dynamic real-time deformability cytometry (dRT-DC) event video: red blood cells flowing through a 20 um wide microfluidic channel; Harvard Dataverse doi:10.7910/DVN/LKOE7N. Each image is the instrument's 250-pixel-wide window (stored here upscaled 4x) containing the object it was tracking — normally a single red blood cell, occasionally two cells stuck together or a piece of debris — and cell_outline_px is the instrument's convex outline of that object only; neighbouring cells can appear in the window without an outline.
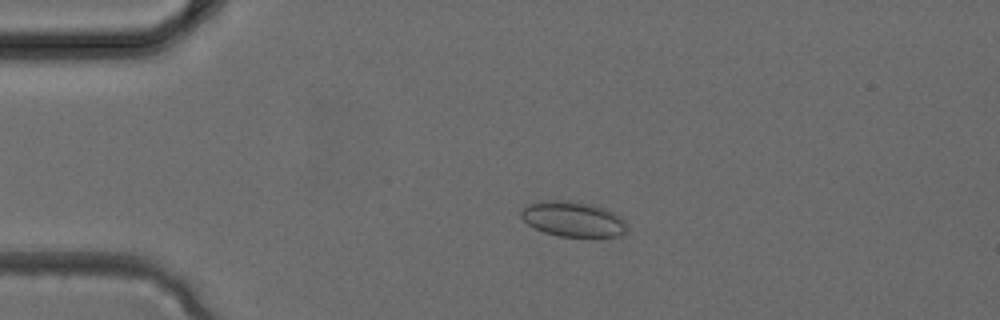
{"species": "common noctule bat (a hibernating species)", "species_latin": "Nyctalus noctula", "temperature_condition": "cold", "stored_images_in_passage": 4, "camera_frame_rate_fps": 3000, "um_per_image_px": 0.085, "animal": {"sex": "female", "body_mass_g": 24.6, "forearm_length_mm": 56.2}, "frame": {"image": 1, "passage_image": 3, "time_ms": 0.667, "image_size_px": [1000, 320], "cell_outline_px": [[628, 232], [624, 236], [560, 236], [544, 232], [528, 224], [520, 216], [520, 212], [524, 208], [532, 204], [544, 200], [568, 200], [588, 204], [604, 208], [620, 216], [628, 224]], "centroid_in_image_um": [48.76, 18.63], "position_along_channel_um": 36.2, "area_um2": 21.62}}